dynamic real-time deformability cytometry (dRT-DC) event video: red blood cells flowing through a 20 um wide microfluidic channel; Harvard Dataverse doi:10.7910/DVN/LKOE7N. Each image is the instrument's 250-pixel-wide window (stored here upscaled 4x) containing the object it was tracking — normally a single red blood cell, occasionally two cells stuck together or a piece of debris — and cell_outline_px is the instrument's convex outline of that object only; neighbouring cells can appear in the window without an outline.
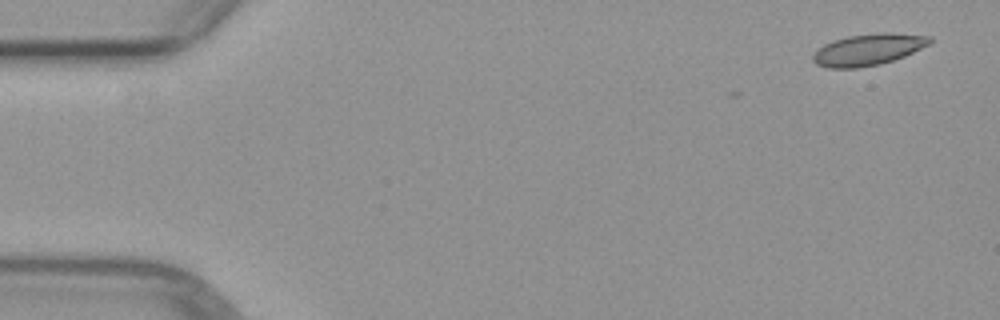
{"species": "common noctule bat (a hibernating species)", "species_latin": "Nyctalus noctula", "temperature_condition": "warm", "stored_images_in_passage": 4, "camera_frame_rate_fps": 3000, "um_per_image_px": 0.085, "animal": {"sex": "female", "body_mass_g": 29.2, "forearm_length_mm": 56.3}, "frame": {"image": 1, "passage_image": 1, "time_ms": 0.0, "image_size_px": [1000, 320], "cell_outline_px": [[932, 40], [928, 44], [904, 56], [880, 64], [856, 68], [828, 68], [816, 64], [812, 60], [812, 52], [816, 48], [824, 44], [848, 36], [880, 32], [892, 32], [932, 36]], "centroid_in_image_um": [73.76, 4.21], "position_along_channel_um": 11.2, "area_um2": 21.5}}